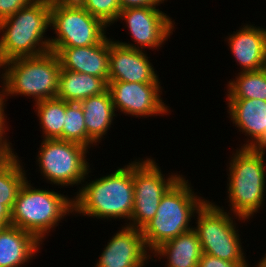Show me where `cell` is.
Instances as JSON below:
<instances>
[{
  "instance_id": "cb8c5ba5",
  "label": "cell",
  "mask_w": 266,
  "mask_h": 267,
  "mask_svg": "<svg viewBox=\"0 0 266 267\" xmlns=\"http://www.w3.org/2000/svg\"><path fill=\"white\" fill-rule=\"evenodd\" d=\"M27 180L23 164L17 153L0 168V200H16Z\"/></svg>"
},
{
  "instance_id": "44dd1931",
  "label": "cell",
  "mask_w": 266,
  "mask_h": 267,
  "mask_svg": "<svg viewBox=\"0 0 266 267\" xmlns=\"http://www.w3.org/2000/svg\"><path fill=\"white\" fill-rule=\"evenodd\" d=\"M108 90V83L89 74L60 69L57 98L66 102L79 103L91 96Z\"/></svg>"
},
{
  "instance_id": "2e32d148",
  "label": "cell",
  "mask_w": 266,
  "mask_h": 267,
  "mask_svg": "<svg viewBox=\"0 0 266 267\" xmlns=\"http://www.w3.org/2000/svg\"><path fill=\"white\" fill-rule=\"evenodd\" d=\"M242 26L226 38L230 51L241 72L261 70L266 67V29L251 23Z\"/></svg>"
},
{
  "instance_id": "1f68e13d",
  "label": "cell",
  "mask_w": 266,
  "mask_h": 267,
  "mask_svg": "<svg viewBox=\"0 0 266 267\" xmlns=\"http://www.w3.org/2000/svg\"><path fill=\"white\" fill-rule=\"evenodd\" d=\"M7 141H0V168L4 166L15 154Z\"/></svg>"
},
{
  "instance_id": "f1b7e54d",
  "label": "cell",
  "mask_w": 266,
  "mask_h": 267,
  "mask_svg": "<svg viewBox=\"0 0 266 267\" xmlns=\"http://www.w3.org/2000/svg\"><path fill=\"white\" fill-rule=\"evenodd\" d=\"M165 0H119L121 10L136 7H158ZM167 1V0H166Z\"/></svg>"
},
{
  "instance_id": "ffe728a7",
  "label": "cell",
  "mask_w": 266,
  "mask_h": 267,
  "mask_svg": "<svg viewBox=\"0 0 266 267\" xmlns=\"http://www.w3.org/2000/svg\"><path fill=\"white\" fill-rule=\"evenodd\" d=\"M153 253V257L167 258V267H197L203 251L198 236L192 229L161 244Z\"/></svg>"
},
{
  "instance_id": "484cf974",
  "label": "cell",
  "mask_w": 266,
  "mask_h": 267,
  "mask_svg": "<svg viewBox=\"0 0 266 267\" xmlns=\"http://www.w3.org/2000/svg\"><path fill=\"white\" fill-rule=\"evenodd\" d=\"M77 3L92 16L102 20L108 27L115 21L117 22L121 11L119 0H78Z\"/></svg>"
},
{
  "instance_id": "d6986e66",
  "label": "cell",
  "mask_w": 266,
  "mask_h": 267,
  "mask_svg": "<svg viewBox=\"0 0 266 267\" xmlns=\"http://www.w3.org/2000/svg\"><path fill=\"white\" fill-rule=\"evenodd\" d=\"M83 108L85 126L87 130V148L93 147L101 142L107 134L113 120L115 119V109L109 91L88 97L79 102ZM114 117V118H113Z\"/></svg>"
},
{
  "instance_id": "e575fe53",
  "label": "cell",
  "mask_w": 266,
  "mask_h": 267,
  "mask_svg": "<svg viewBox=\"0 0 266 267\" xmlns=\"http://www.w3.org/2000/svg\"><path fill=\"white\" fill-rule=\"evenodd\" d=\"M256 267H266V253L265 256L260 259Z\"/></svg>"
},
{
  "instance_id": "5b68a950",
  "label": "cell",
  "mask_w": 266,
  "mask_h": 267,
  "mask_svg": "<svg viewBox=\"0 0 266 267\" xmlns=\"http://www.w3.org/2000/svg\"><path fill=\"white\" fill-rule=\"evenodd\" d=\"M26 180L11 210V224L33 234L41 243L51 229L74 213L73 198L53 190L37 189Z\"/></svg>"
},
{
  "instance_id": "7a4b0ae2",
  "label": "cell",
  "mask_w": 266,
  "mask_h": 267,
  "mask_svg": "<svg viewBox=\"0 0 266 267\" xmlns=\"http://www.w3.org/2000/svg\"><path fill=\"white\" fill-rule=\"evenodd\" d=\"M50 7L47 0H33L0 21V58L37 57L50 52ZM2 32V33H1Z\"/></svg>"
},
{
  "instance_id": "6da1fadb",
  "label": "cell",
  "mask_w": 266,
  "mask_h": 267,
  "mask_svg": "<svg viewBox=\"0 0 266 267\" xmlns=\"http://www.w3.org/2000/svg\"><path fill=\"white\" fill-rule=\"evenodd\" d=\"M128 164L82 184L73 197L74 214L130 221L134 208L133 161Z\"/></svg>"
},
{
  "instance_id": "52a82bcc",
  "label": "cell",
  "mask_w": 266,
  "mask_h": 267,
  "mask_svg": "<svg viewBox=\"0 0 266 267\" xmlns=\"http://www.w3.org/2000/svg\"><path fill=\"white\" fill-rule=\"evenodd\" d=\"M197 225L193 227L201 243L203 253L229 262H241L245 267L249 263L243 252L241 238L235 220L246 219L234 215L207 200L195 214ZM230 215V216H229ZM236 216V218H235Z\"/></svg>"
},
{
  "instance_id": "7402d4cb",
  "label": "cell",
  "mask_w": 266,
  "mask_h": 267,
  "mask_svg": "<svg viewBox=\"0 0 266 267\" xmlns=\"http://www.w3.org/2000/svg\"><path fill=\"white\" fill-rule=\"evenodd\" d=\"M227 100L258 99L266 101V67L257 71H244L227 84Z\"/></svg>"
},
{
  "instance_id": "8fae6325",
  "label": "cell",
  "mask_w": 266,
  "mask_h": 267,
  "mask_svg": "<svg viewBox=\"0 0 266 267\" xmlns=\"http://www.w3.org/2000/svg\"><path fill=\"white\" fill-rule=\"evenodd\" d=\"M118 20L125 21L126 27H128L132 36V41L137 44L116 42L137 50L144 49V51L145 48L152 50L162 47L170 38V35L173 34L175 28V22L172 18L157 7H136L121 10Z\"/></svg>"
},
{
  "instance_id": "ac0fdd59",
  "label": "cell",
  "mask_w": 266,
  "mask_h": 267,
  "mask_svg": "<svg viewBox=\"0 0 266 267\" xmlns=\"http://www.w3.org/2000/svg\"><path fill=\"white\" fill-rule=\"evenodd\" d=\"M41 242L16 226L0 231V267H22L38 253Z\"/></svg>"
},
{
  "instance_id": "836d02e7",
  "label": "cell",
  "mask_w": 266,
  "mask_h": 267,
  "mask_svg": "<svg viewBox=\"0 0 266 267\" xmlns=\"http://www.w3.org/2000/svg\"><path fill=\"white\" fill-rule=\"evenodd\" d=\"M254 148L262 152L266 151V134L265 137Z\"/></svg>"
},
{
  "instance_id": "d6a6232c",
  "label": "cell",
  "mask_w": 266,
  "mask_h": 267,
  "mask_svg": "<svg viewBox=\"0 0 266 267\" xmlns=\"http://www.w3.org/2000/svg\"><path fill=\"white\" fill-rule=\"evenodd\" d=\"M1 68L3 70H0V71H2L3 73L0 75V79H2L0 81L3 85H2V88H0V98H6V61H3L0 58V69Z\"/></svg>"
},
{
  "instance_id": "4dcf8cb0",
  "label": "cell",
  "mask_w": 266,
  "mask_h": 267,
  "mask_svg": "<svg viewBox=\"0 0 266 267\" xmlns=\"http://www.w3.org/2000/svg\"><path fill=\"white\" fill-rule=\"evenodd\" d=\"M7 99L8 98H0V141H7L11 146H13L12 143H10V141L7 139V135L5 133L9 129V127L8 128L6 127V126H8V125H6L7 116L5 117V115H7V114H5V112H4Z\"/></svg>"
},
{
  "instance_id": "3957f363",
  "label": "cell",
  "mask_w": 266,
  "mask_h": 267,
  "mask_svg": "<svg viewBox=\"0 0 266 267\" xmlns=\"http://www.w3.org/2000/svg\"><path fill=\"white\" fill-rule=\"evenodd\" d=\"M194 193L183 176L161 198L156 215L142 229L148 251L193 229L191 218L207 201Z\"/></svg>"
},
{
  "instance_id": "5bb4252c",
  "label": "cell",
  "mask_w": 266,
  "mask_h": 267,
  "mask_svg": "<svg viewBox=\"0 0 266 267\" xmlns=\"http://www.w3.org/2000/svg\"><path fill=\"white\" fill-rule=\"evenodd\" d=\"M147 54L109 38L108 81L160 83Z\"/></svg>"
},
{
  "instance_id": "f546056e",
  "label": "cell",
  "mask_w": 266,
  "mask_h": 267,
  "mask_svg": "<svg viewBox=\"0 0 266 267\" xmlns=\"http://www.w3.org/2000/svg\"><path fill=\"white\" fill-rule=\"evenodd\" d=\"M15 200H0V226L6 228L11 226V210Z\"/></svg>"
},
{
  "instance_id": "ba28073f",
  "label": "cell",
  "mask_w": 266,
  "mask_h": 267,
  "mask_svg": "<svg viewBox=\"0 0 266 267\" xmlns=\"http://www.w3.org/2000/svg\"><path fill=\"white\" fill-rule=\"evenodd\" d=\"M42 140L36 161L47 182L62 188L85 183L91 172L86 159L89 148L61 139Z\"/></svg>"
},
{
  "instance_id": "8992f818",
  "label": "cell",
  "mask_w": 266,
  "mask_h": 267,
  "mask_svg": "<svg viewBox=\"0 0 266 267\" xmlns=\"http://www.w3.org/2000/svg\"><path fill=\"white\" fill-rule=\"evenodd\" d=\"M60 69V60L51 51L6 61V98L24 95L35 102L56 98Z\"/></svg>"
},
{
  "instance_id": "9c48e42d",
  "label": "cell",
  "mask_w": 266,
  "mask_h": 267,
  "mask_svg": "<svg viewBox=\"0 0 266 267\" xmlns=\"http://www.w3.org/2000/svg\"><path fill=\"white\" fill-rule=\"evenodd\" d=\"M50 27L56 34L50 47H85L100 43L108 26L77 2H56L50 7Z\"/></svg>"
},
{
  "instance_id": "d590c367",
  "label": "cell",
  "mask_w": 266,
  "mask_h": 267,
  "mask_svg": "<svg viewBox=\"0 0 266 267\" xmlns=\"http://www.w3.org/2000/svg\"><path fill=\"white\" fill-rule=\"evenodd\" d=\"M49 3H56V2H77L78 0H47Z\"/></svg>"
},
{
  "instance_id": "603a6c76",
  "label": "cell",
  "mask_w": 266,
  "mask_h": 267,
  "mask_svg": "<svg viewBox=\"0 0 266 267\" xmlns=\"http://www.w3.org/2000/svg\"><path fill=\"white\" fill-rule=\"evenodd\" d=\"M44 139H61L66 115V101L59 98L35 102Z\"/></svg>"
},
{
  "instance_id": "277c9868",
  "label": "cell",
  "mask_w": 266,
  "mask_h": 267,
  "mask_svg": "<svg viewBox=\"0 0 266 267\" xmlns=\"http://www.w3.org/2000/svg\"><path fill=\"white\" fill-rule=\"evenodd\" d=\"M265 153L252 147H241L229 162L227 182L230 212L244 219L263 208L266 193Z\"/></svg>"
},
{
  "instance_id": "d4e9b609",
  "label": "cell",
  "mask_w": 266,
  "mask_h": 267,
  "mask_svg": "<svg viewBox=\"0 0 266 267\" xmlns=\"http://www.w3.org/2000/svg\"><path fill=\"white\" fill-rule=\"evenodd\" d=\"M62 140L75 142L87 147V130L83 108L80 103L66 102Z\"/></svg>"
},
{
  "instance_id": "4316f807",
  "label": "cell",
  "mask_w": 266,
  "mask_h": 267,
  "mask_svg": "<svg viewBox=\"0 0 266 267\" xmlns=\"http://www.w3.org/2000/svg\"><path fill=\"white\" fill-rule=\"evenodd\" d=\"M33 0H0V21L14 15Z\"/></svg>"
},
{
  "instance_id": "30bf717a",
  "label": "cell",
  "mask_w": 266,
  "mask_h": 267,
  "mask_svg": "<svg viewBox=\"0 0 266 267\" xmlns=\"http://www.w3.org/2000/svg\"><path fill=\"white\" fill-rule=\"evenodd\" d=\"M164 176L153 158L133 161L134 208L126 225L141 230L156 215L161 198L184 175Z\"/></svg>"
},
{
  "instance_id": "83f0119b",
  "label": "cell",
  "mask_w": 266,
  "mask_h": 267,
  "mask_svg": "<svg viewBox=\"0 0 266 267\" xmlns=\"http://www.w3.org/2000/svg\"><path fill=\"white\" fill-rule=\"evenodd\" d=\"M197 267H245L241 262H229L203 253Z\"/></svg>"
},
{
  "instance_id": "9a60e30c",
  "label": "cell",
  "mask_w": 266,
  "mask_h": 267,
  "mask_svg": "<svg viewBox=\"0 0 266 267\" xmlns=\"http://www.w3.org/2000/svg\"><path fill=\"white\" fill-rule=\"evenodd\" d=\"M57 54L61 69L100 77L108 83L109 38L85 47H50Z\"/></svg>"
},
{
  "instance_id": "e0dca14e",
  "label": "cell",
  "mask_w": 266,
  "mask_h": 267,
  "mask_svg": "<svg viewBox=\"0 0 266 267\" xmlns=\"http://www.w3.org/2000/svg\"><path fill=\"white\" fill-rule=\"evenodd\" d=\"M230 120L248 141L241 147L254 148L266 134V101L258 99L227 100Z\"/></svg>"
},
{
  "instance_id": "4fadbf2b",
  "label": "cell",
  "mask_w": 266,
  "mask_h": 267,
  "mask_svg": "<svg viewBox=\"0 0 266 267\" xmlns=\"http://www.w3.org/2000/svg\"><path fill=\"white\" fill-rule=\"evenodd\" d=\"M107 242L95 267H143L152 259L140 229L124 225Z\"/></svg>"
},
{
  "instance_id": "7c38bea8",
  "label": "cell",
  "mask_w": 266,
  "mask_h": 267,
  "mask_svg": "<svg viewBox=\"0 0 266 267\" xmlns=\"http://www.w3.org/2000/svg\"><path fill=\"white\" fill-rule=\"evenodd\" d=\"M161 88L160 83L108 81V91L115 111L120 110L121 113L136 118L168 115L170 109L160 96Z\"/></svg>"
}]
</instances>
